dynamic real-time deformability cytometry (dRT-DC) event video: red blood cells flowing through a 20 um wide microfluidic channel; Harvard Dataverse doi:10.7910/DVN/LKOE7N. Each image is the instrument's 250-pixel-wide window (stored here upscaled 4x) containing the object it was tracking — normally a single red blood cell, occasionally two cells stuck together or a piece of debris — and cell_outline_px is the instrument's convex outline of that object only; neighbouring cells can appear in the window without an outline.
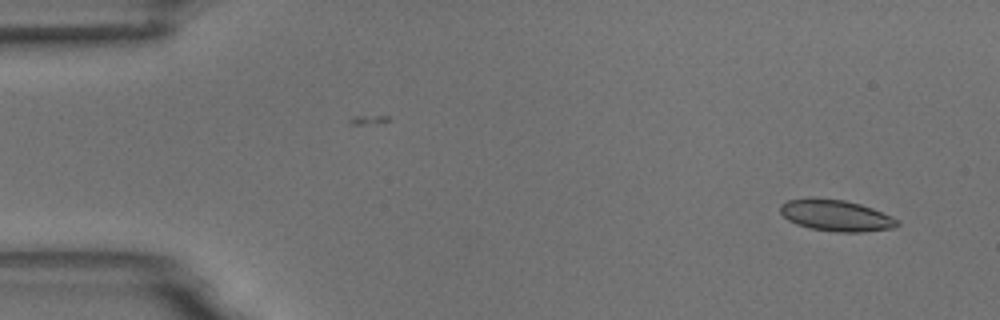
{"species": "common noctule bat (a hibernating species)", "species_latin": "Nyctalus noctula", "temperature_condition": "room temperature", "stored_images_in_passage": 2, "camera_frame_rate_fps": 3000, "um_per_image_px": 0.085, "animal": {"sex": "male", "body_mass_g": 18.8}, "frame": {"image": 1, "passage_image": 2, "time_ms": 2.0, "image_size_px": [1000, 320], "cell_outline_px": [[900, 224], [896, 228], [860, 232], [836, 232], [812, 228], [796, 224], [788, 220], [780, 212], [780, 204], [788, 200], [808, 196], [812, 196], [844, 200], [860, 204], [872, 208], [892, 216]], "centroid_in_image_um": [71.03, 18.29], "position_along_channel_um": 14.0, "area_um2": 21.62}}